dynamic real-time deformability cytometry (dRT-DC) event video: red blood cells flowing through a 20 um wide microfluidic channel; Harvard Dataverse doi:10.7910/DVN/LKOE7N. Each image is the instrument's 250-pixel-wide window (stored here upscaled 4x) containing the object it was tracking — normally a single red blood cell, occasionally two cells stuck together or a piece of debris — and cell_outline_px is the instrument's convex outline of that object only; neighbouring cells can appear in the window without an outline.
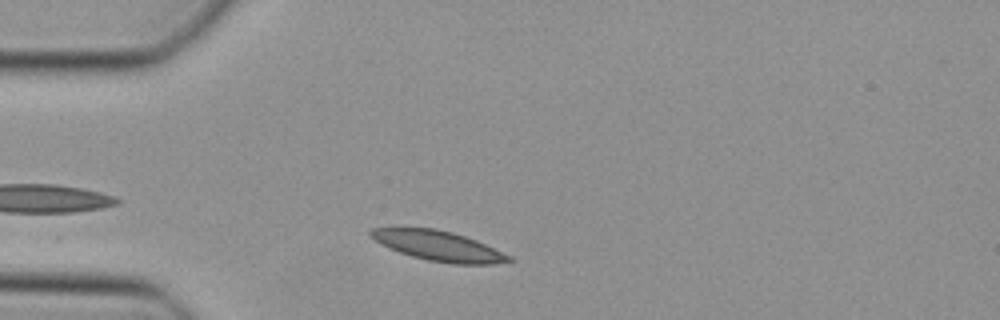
{"species": "Egyptian fruit bat (a non-hibernating species)", "species_latin": "Rousettus aegyptiacus", "temperature_condition": "cold", "stored_images_in_passage": 36, "camera_frame_rate_fps": 3000, "um_per_image_px": 0.085, "animal": {"sex": "female"}, "frame": {"image": 1, "passage_image": 3, "time_ms": 0.667, "image_size_px": [1000, 320], "cell_outline_px": [[516, 260], [492, 264], [452, 264], [428, 260], [412, 256], [400, 252], [380, 244], [368, 236], [368, 232], [372, 228], [436, 228], [452, 232], [476, 240], [512, 256]], "centroid_in_image_um": [37.27, 20.9], "position_along_channel_um": 47.7, "area_um2": 24.1}}
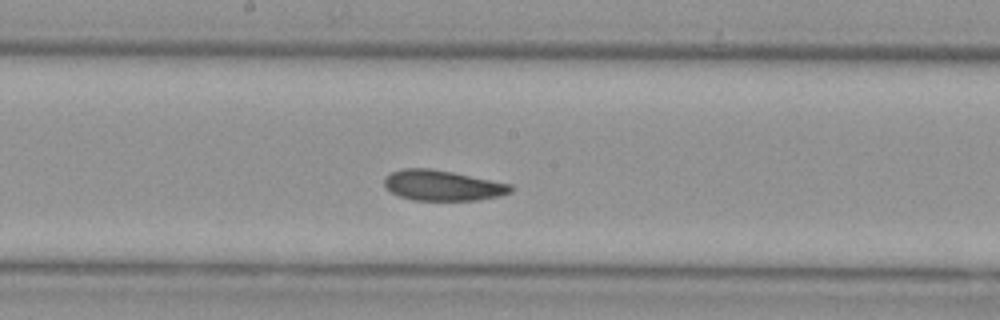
{"frame": {"image": 2, "passage_image": 16, "time_ms": 5.0, "image_size_px": [1000, 320], "cell_outline_px": [[512, 192], [500, 196], [480, 200], [412, 200], [400, 196], [392, 192], [384, 184], [384, 176], [400, 168], [432, 168], [512, 184]], "centroid_in_image_um": [37.62, 15.76], "position_along_channel_um": 210.6, "area_um2": 22.48}}
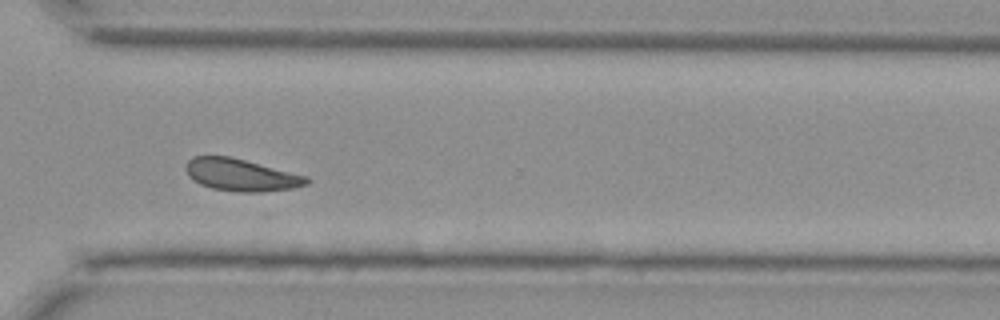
{"frame": {"image": 3, "passage_image": 26, "time_ms": 8.333, "image_size_px": [1000, 320], "cell_outline_px": [[312, 180], [308, 184], [292, 188], [264, 192], [240, 192], [212, 188], [200, 184], [192, 180], [188, 176], [184, 168], [188, 160], [192, 156], [232, 156], [308, 176]], "centroid_in_image_um": [20.5, 14.86], "position_along_channel_um": 350.1, "area_um2": 23.0}}